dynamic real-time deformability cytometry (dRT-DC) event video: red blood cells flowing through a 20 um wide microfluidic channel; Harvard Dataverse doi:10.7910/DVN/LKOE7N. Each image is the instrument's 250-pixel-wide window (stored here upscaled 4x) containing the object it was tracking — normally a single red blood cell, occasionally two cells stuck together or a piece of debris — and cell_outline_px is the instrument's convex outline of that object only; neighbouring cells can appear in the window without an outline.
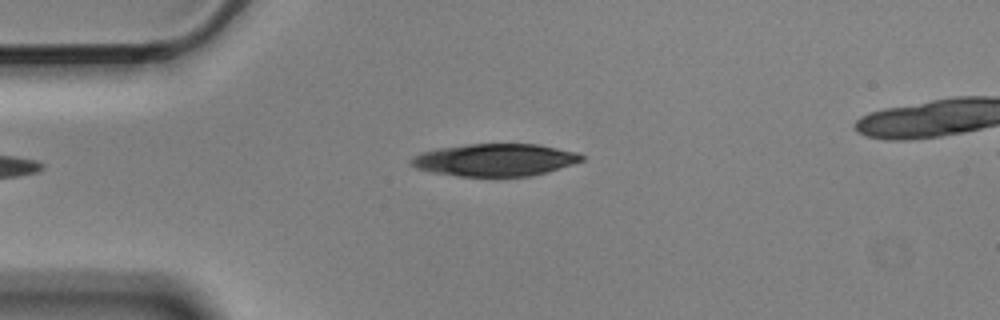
{"species": "Egyptian fruit bat (a non-hibernating species)", "species_latin": "Rousettus aegyptiacus", "temperature_condition": "cold", "stored_images_in_passage": 8, "camera_frame_rate_fps": 3000, "um_per_image_px": 0.085, "animal": {"sex": "male"}, "frame": {"image": 1, "passage_image": 1, "time_ms": 0.0, "image_size_px": [1000, 320], "cell_outline_px": [[584, 160], [572, 164], [532, 176], [456, 176], [432, 172], [416, 168], [412, 164], [412, 156], [420, 152], [440, 148], [468, 144], [540, 144], [576, 152], [584, 156]], "centroid_in_image_um": [42.08, 13.59], "position_along_channel_um": 42.9, "area_um2": 32.02}}
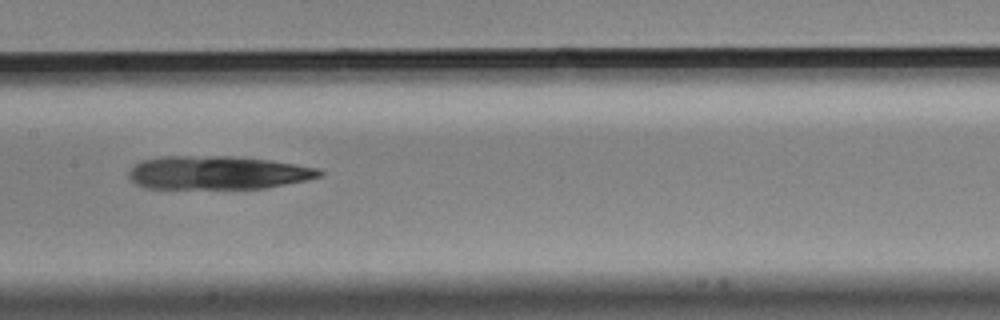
{"frame": {"image": 2, "passage_image": 5, "time_ms": 1.333, "image_size_px": [1000, 320], "cell_outline_px": [[324, 172], [320, 176], [308, 180], [264, 188], [144, 188], [136, 184], [128, 176], [128, 172], [140, 160], [160, 156], [232, 156], [268, 160], [320, 168]], "centroid_in_image_um": [18.49, 14.67], "position_along_channel_um": 188.9, "area_um2": 37.11}}
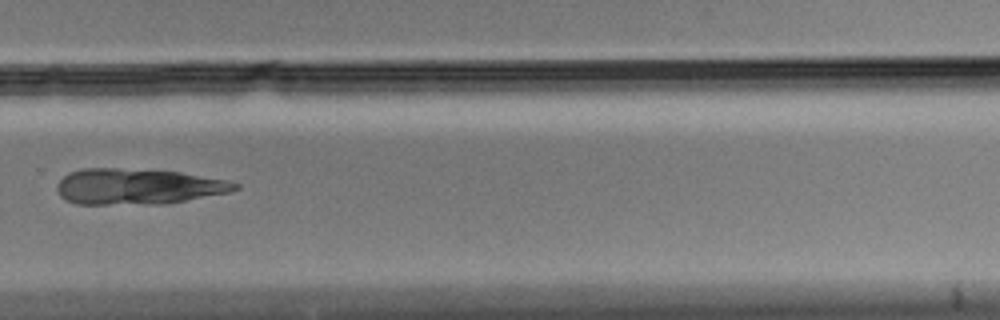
{"frame": {"image": 3, "passage_image": 8, "time_ms": 2.333, "image_size_px": [1000, 320], "cell_outline_px": [[240, 188], [228, 192], [164, 204], [76, 204], [64, 200], [60, 196], [56, 188], [56, 184], [68, 172], [80, 168], [116, 168], [180, 172], [228, 180], [240, 184]], "centroid_in_image_um": [11.67, 15.85], "position_along_channel_um": 318.1, "area_um2": 37.22}}